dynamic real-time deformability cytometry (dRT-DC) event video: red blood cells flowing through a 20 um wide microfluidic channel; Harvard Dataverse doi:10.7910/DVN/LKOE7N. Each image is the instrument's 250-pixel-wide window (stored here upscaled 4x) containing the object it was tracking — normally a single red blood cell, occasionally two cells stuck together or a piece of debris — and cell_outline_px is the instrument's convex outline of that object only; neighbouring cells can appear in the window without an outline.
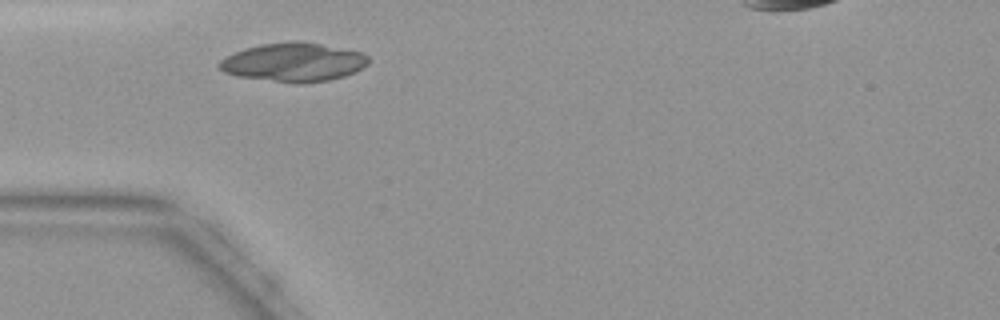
{"species": "common noctule bat (a hibernating species)", "species_latin": "Nyctalus noctula", "temperature_condition": "warm", "stored_images_in_passage": 20, "camera_frame_rate_fps": 3000, "um_per_image_px": 0.085, "animal": {"sex": "female", "body_mass_g": 19.9}, "frame": {"image": 1, "passage_image": 1, "time_ms": 0.0, "image_size_px": [1000, 320], "cell_outline_px": [[368, 64], [356, 72], [344, 76], [328, 80], [292, 84], [236, 76], [224, 72], [216, 68], [216, 64], [220, 60], [244, 48], [260, 44], [292, 40], [304, 40], [364, 52], [368, 56]], "centroid_in_image_um": [24.95, 5.28], "position_along_channel_um": 60.1, "area_um2": 34.33}}
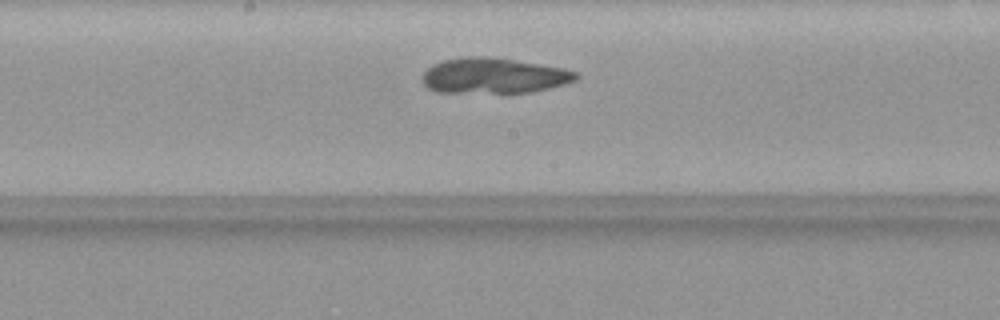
{"frame": {"image": 2, "passage_image": 11, "time_ms": 3.333, "image_size_px": [1000, 320], "cell_outline_px": [[580, 76], [576, 80], [564, 84], [532, 92], [436, 92], [428, 88], [420, 80], [420, 76], [432, 64], [444, 60], [468, 56], [488, 56], [564, 68], [576, 72]], "centroid_in_image_um": [41.93, 6.43], "position_along_channel_um": 206.3, "area_um2": 31.73}}
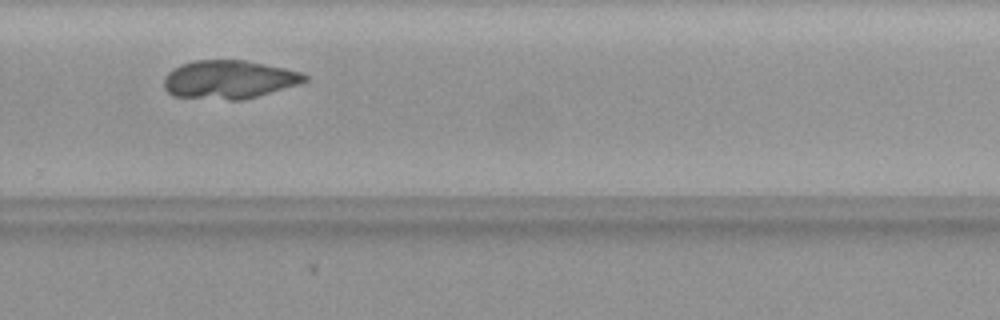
{"frame": {"image": 3, "passage_image": 18, "time_ms": 5.667, "image_size_px": [1000, 320], "cell_outline_px": [[308, 80], [300, 84], [244, 100], [228, 100], [172, 96], [164, 88], [164, 76], [168, 72], [180, 64], [196, 60], [244, 60], [304, 72], [308, 76]], "centroid_in_image_um": [19.47, 6.76], "position_along_channel_um": 310.3, "area_um2": 31.73}}